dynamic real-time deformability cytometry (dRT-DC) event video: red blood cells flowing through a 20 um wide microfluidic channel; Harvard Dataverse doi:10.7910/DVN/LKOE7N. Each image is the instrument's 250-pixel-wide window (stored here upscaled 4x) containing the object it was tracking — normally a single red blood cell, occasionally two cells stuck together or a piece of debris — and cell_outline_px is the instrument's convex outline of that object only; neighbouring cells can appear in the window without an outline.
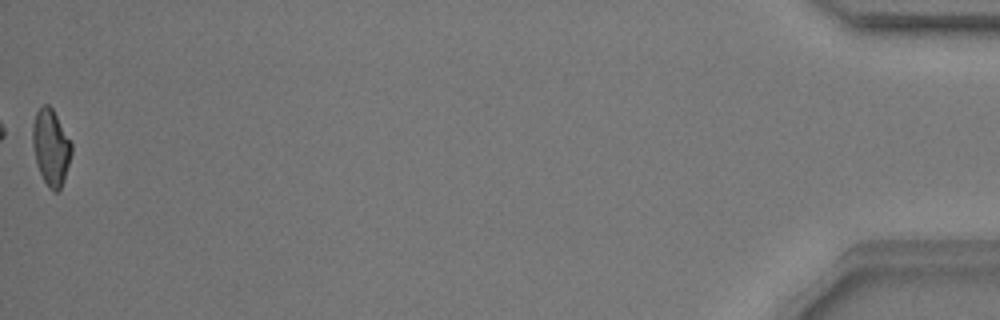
{"species": "common noctule bat (a hibernating species)", "species_latin": "Nyctalus noctula", "temperature_condition": "warm", "stored_images_in_passage": 52, "camera_frame_rate_fps": 3000, "um_per_image_px": 0.085, "animal": {"sex": "male", "body_mass_g": 17.9}, "frame": {"image": 1, "passage_image": 52, "time_ms": 17.0, "image_size_px": [1000, 320], "cell_outline_px": [[72, 152], [64, 180], [60, 188], [56, 192], [52, 192], [48, 188], [36, 164], [32, 144], [32, 124], [36, 112], [44, 104], [48, 104], [52, 108], [72, 144]], "centroid_in_image_um": [4.31, 12.53], "position_along_channel_um": 430.9, "area_um2": 17.22}, "authors_computed_cell_mechanics": {"area_um2": 17.7446, "velocity_mm_per_s": 3.8146, "shape_relaxation_time_tau1_ms": 8.2183, "shape_relaxation_time_tau2_ms": 2.3792, "deformation_change_tau1": 0.2057, "deformation_change_tau2": 0.0828}}